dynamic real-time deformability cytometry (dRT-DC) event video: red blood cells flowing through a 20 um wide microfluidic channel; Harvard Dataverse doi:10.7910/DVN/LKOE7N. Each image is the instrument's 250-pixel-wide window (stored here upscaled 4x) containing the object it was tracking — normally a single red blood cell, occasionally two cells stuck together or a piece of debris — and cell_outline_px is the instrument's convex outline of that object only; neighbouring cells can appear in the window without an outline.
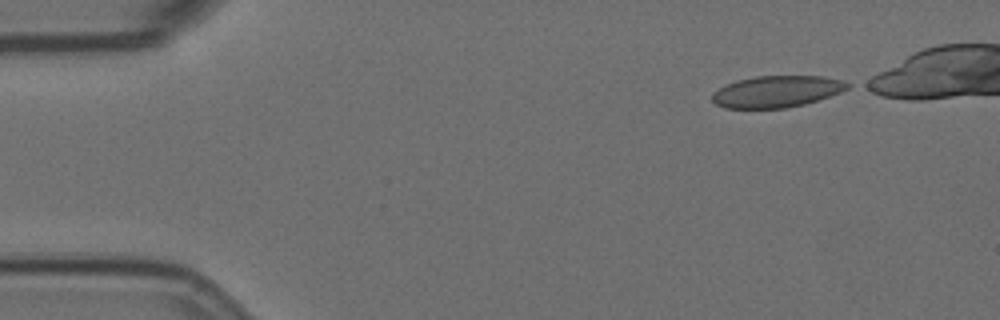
{"species": "Egyptian fruit bat (a non-hibernating species)", "species_latin": "Rousettus aegyptiacus", "temperature_condition": "room temperature", "stored_images_in_passage": 5, "camera_frame_rate_fps": 3000, "um_per_image_px": 0.085, "animal": {"sex": "female"}, "frame": {"image": 1, "passage_image": 1, "time_ms": 0.0, "image_size_px": [1000, 320], "cell_outline_px": [[852, 84], [848, 88], [840, 92], [804, 104], [784, 108], [724, 108], [716, 104], [712, 100], [712, 92], [724, 84], [736, 80], [756, 76], [824, 76], [840, 80]], "centroid_in_image_um": [65.97, 7.77], "position_along_channel_um": 19.0, "area_um2": 24.91}}